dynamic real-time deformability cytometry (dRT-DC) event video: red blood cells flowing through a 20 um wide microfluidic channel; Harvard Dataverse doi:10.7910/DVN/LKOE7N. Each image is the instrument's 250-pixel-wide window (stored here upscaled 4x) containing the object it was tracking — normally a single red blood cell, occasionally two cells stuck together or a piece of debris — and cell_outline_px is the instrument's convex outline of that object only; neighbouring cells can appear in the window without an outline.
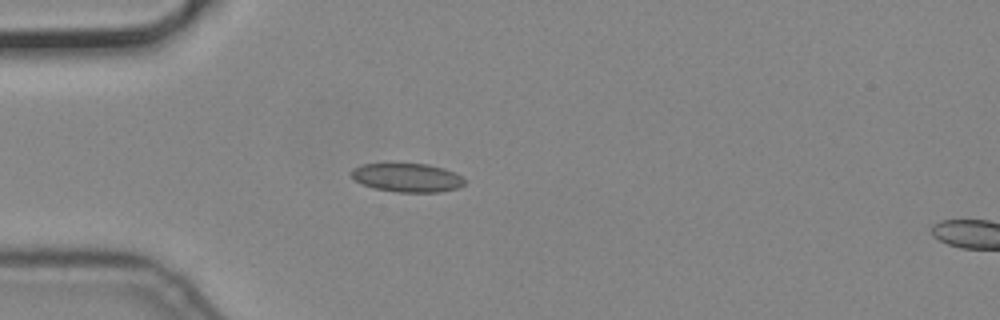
{"species": "common noctule bat (a hibernating species)", "species_latin": "Nyctalus noctula", "temperature_condition": "cold", "stored_images_in_passage": 5, "camera_frame_rate_fps": 3000, "um_per_image_px": 0.085, "animal": {"sex": "male", "body_mass_g": 19.2, "forearm_length_mm": 51.8}, "frame": {"image": 1, "passage_image": 4, "time_ms": 1.0, "image_size_px": [1000, 320], "cell_outline_px": [[464, 184], [456, 188], [440, 192], [396, 192], [376, 188], [364, 184], [356, 180], [352, 176], [352, 168], [364, 164], [428, 164], [444, 168], [456, 172], [464, 180]], "centroid_in_image_um": [34.65, 15.09], "position_along_channel_um": 50.4, "area_um2": 18.67}}